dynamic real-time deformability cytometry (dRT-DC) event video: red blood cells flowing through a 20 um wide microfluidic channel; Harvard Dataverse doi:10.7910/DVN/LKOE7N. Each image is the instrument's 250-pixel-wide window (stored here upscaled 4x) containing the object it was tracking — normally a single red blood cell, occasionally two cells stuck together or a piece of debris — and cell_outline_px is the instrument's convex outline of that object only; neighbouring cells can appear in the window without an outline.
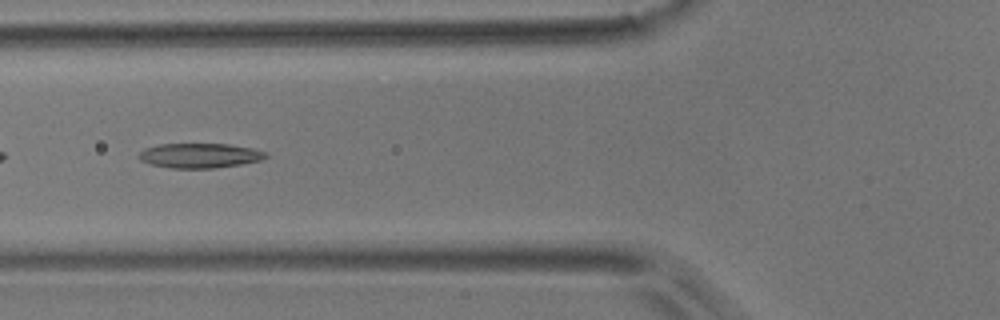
{"species": "common noctule bat (a hibernating species)", "species_latin": "Nyctalus noctula", "temperature_condition": "room temperature", "stored_images_in_passage": 10, "camera_frame_rate_fps": 3000, "um_per_image_px": 0.085, "animal": {"sex": "male", "body_mass_g": 17.9}, "frame": {"image": 1, "passage_image": 5, "time_ms": 5.667, "image_size_px": [1000, 320], "cell_outline_px": [[268, 156], [260, 160], [240, 164], [216, 168], [172, 168], [152, 164], [140, 160], [136, 156], [144, 148], [160, 144], [228, 144], [252, 148], [268, 152]], "centroid_in_image_um": [16.97, 13.22], "position_along_channel_um": 108.8, "area_um2": 18.26}}
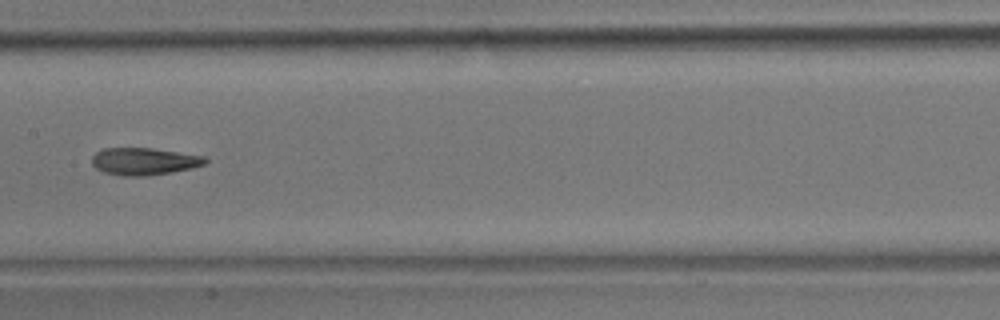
{"frame": {"image": 2, "passage_image": 7, "time_ms": 8.0, "image_size_px": [1000, 320], "cell_outline_px": [[208, 160], [204, 164], [192, 168], [172, 172], [148, 176], [120, 176], [104, 172], [96, 168], [92, 164], [92, 156], [96, 152], [104, 148], [152, 148], [204, 156]], "centroid_in_image_um": [12.23, 13.72], "position_along_channel_um": 195.2, "area_um2": 18.03}}
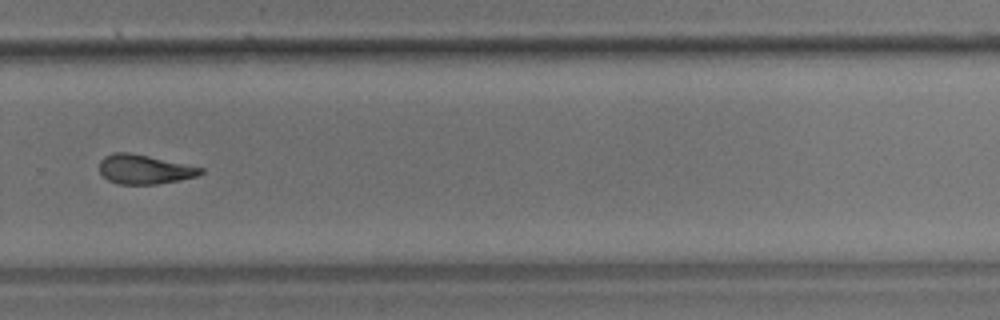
{"frame": {"image": 3, "passage_image": 10, "time_ms": 11.333, "image_size_px": [1000, 320], "cell_outline_px": [[204, 172], [196, 176], [180, 180], [156, 184], [116, 184], [108, 180], [100, 172], [100, 160], [104, 156], [112, 152], [128, 152], [148, 156], [204, 168]], "centroid_in_image_um": [12.25, 14.39], "position_along_channel_um": 317.6, "area_um2": 17.22}}